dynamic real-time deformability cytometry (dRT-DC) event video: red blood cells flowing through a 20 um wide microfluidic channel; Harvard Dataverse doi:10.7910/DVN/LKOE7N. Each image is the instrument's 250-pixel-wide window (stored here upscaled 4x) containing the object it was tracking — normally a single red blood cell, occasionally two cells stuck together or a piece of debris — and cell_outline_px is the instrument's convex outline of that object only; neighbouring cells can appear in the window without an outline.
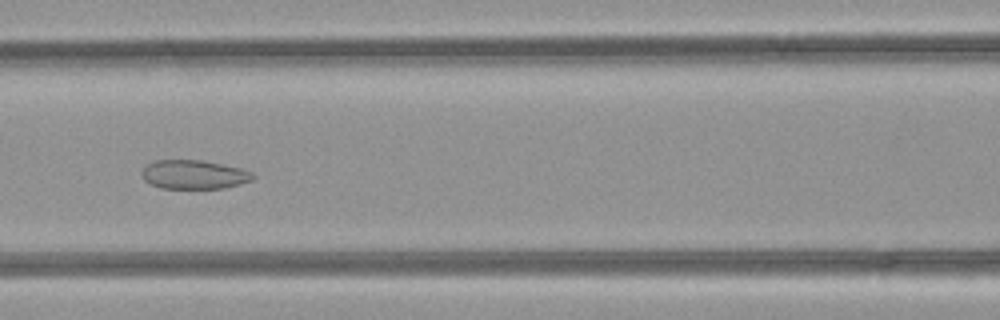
{"species": "common noctule bat (a hibernating species)", "species_latin": "Nyctalus noctula", "temperature_condition": "room temperature", "stored_images_in_passage": 50, "camera_frame_rate_fps": 3000, "um_per_image_px": 0.085, "animal": {"sex": "female", "body_mass_g": 21.9}, "frame": {"image": 1, "passage_image": 22, "time_ms": 7.0, "image_size_px": [1000, 320], "cell_outline_px": [[256, 176], [252, 180], [240, 184], [224, 188], [160, 188], [144, 180], [140, 172], [148, 164], [156, 160], [204, 160], [240, 168], [252, 172]], "centroid_in_image_um": [16.5, 14.83], "position_along_channel_um": 150.1, "area_um2": 18.73}}
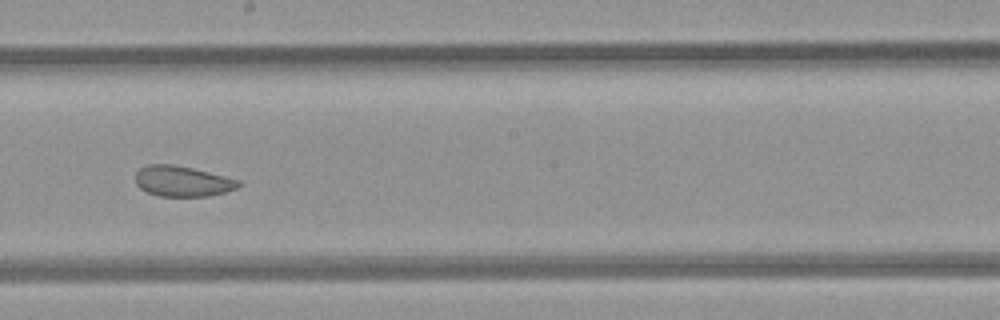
{"frame": {"image": 2, "passage_image": 28, "time_ms": 9.0, "image_size_px": [1000, 320], "cell_outline_px": [[240, 184], [236, 188], [224, 192], [208, 196], [160, 196], [148, 192], [140, 188], [136, 184], [136, 172], [140, 168], [148, 164], [172, 164], [192, 168], [240, 180]], "centroid_in_image_um": [15.48, 15.4], "position_along_channel_um": 232.7, "area_um2": 18.15}}
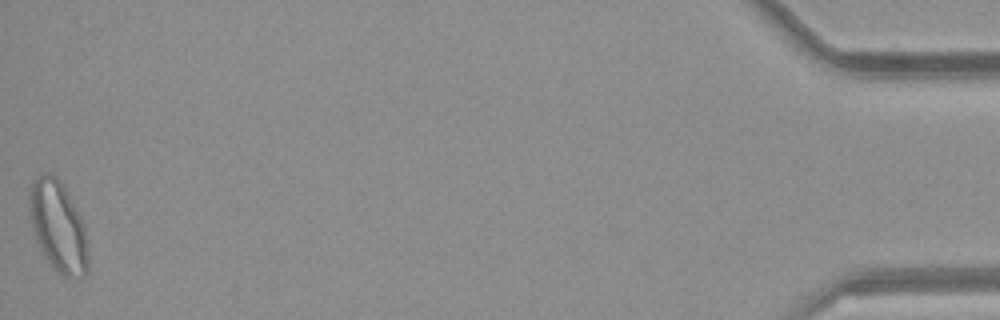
{"frame": {"image": 3, "passage_image": 50, "time_ms": 16.333, "image_size_px": [1000, 320], "cell_outline_px": [[88, 272], [84, 276], [64, 276], [56, 272], [44, 256], [36, 240], [32, 228], [28, 200], [28, 192], [32, 184], [40, 176], [48, 172], [56, 176], [64, 184], [80, 216], [84, 228], [88, 252]], "centroid_in_image_um": [4.93, 19.25], "position_along_channel_um": 430.3, "area_um2": 30.98}, "authors_computed_cell_mechanics": {"area_um2": 23.987, "velocity_mm_per_s": 4.1264, "shape_relaxation_time_tau1_ms": null, "shape_relaxation_time_tau2_ms": 2.3605, "deformation_change_tau1": null, "deformation_change_tau2": 0.0769}}